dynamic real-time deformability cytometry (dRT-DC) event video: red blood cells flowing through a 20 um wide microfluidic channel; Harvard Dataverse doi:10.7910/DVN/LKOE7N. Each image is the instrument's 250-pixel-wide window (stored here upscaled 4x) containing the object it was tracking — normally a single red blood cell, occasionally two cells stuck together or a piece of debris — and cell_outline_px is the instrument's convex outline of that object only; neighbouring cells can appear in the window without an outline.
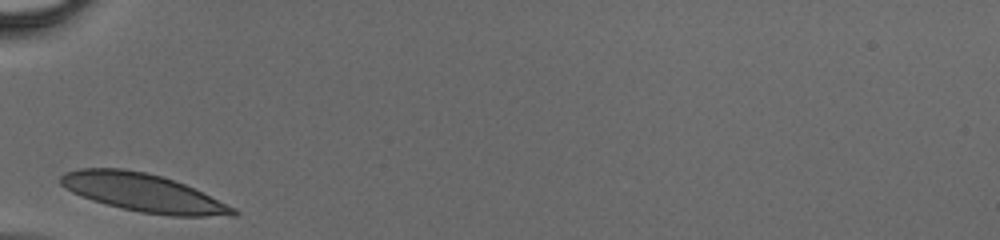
{"species": "human", "species_latin": "Homo sapiens", "temperature_condition": "cold", "stored_images_in_passage": 23, "camera_frame_rate_fps": 3000, "um_per_image_px": 0.085, "donor": {"sex": "male"}, "frame": {"image": 1, "passage_image": 1, "time_ms": 0.0, "image_size_px": [1000, 240], "cell_outline_px": [[240, 212], [236, 216], [172, 216], [140, 212], [120, 208], [92, 200], [72, 192], [64, 188], [60, 184], [60, 176], [64, 172], [80, 168], [120, 168], [144, 172], [160, 176], [184, 184], [236, 208]], "centroid_in_image_um": [12.15, 16.39], "position_along_channel_um": 72.8, "area_um2": 38.09}}
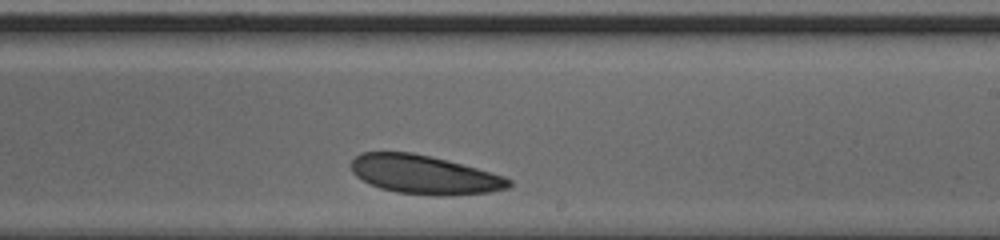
{"frame": {"image": 2, "passage_image": 14, "time_ms": 4.333, "image_size_px": [1000, 240], "cell_outline_px": [[512, 184], [508, 188], [488, 192], [448, 196], [432, 196], [396, 192], [380, 188], [356, 176], [352, 172], [352, 160], [360, 152], [412, 152], [476, 168], [504, 176], [512, 180]], "centroid_in_image_um": [36.07, 14.86], "position_along_channel_um": 252.9, "area_um2": 35.37}}
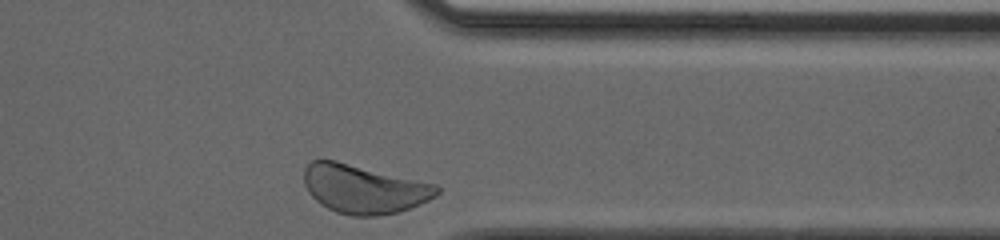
{"frame": {"image": 3, "passage_image": 23, "time_ms": 7.333, "image_size_px": [1000, 240], "cell_outline_px": [[440, 192], [436, 196], [428, 200], [400, 212], [376, 216], [352, 216], [336, 212], [320, 204], [308, 192], [304, 184], [304, 168], [312, 160], [336, 160], [436, 184], [440, 188]], "centroid_in_image_um": [30.93, 16.06], "position_along_channel_um": 380.5, "area_um2": 37.8}}